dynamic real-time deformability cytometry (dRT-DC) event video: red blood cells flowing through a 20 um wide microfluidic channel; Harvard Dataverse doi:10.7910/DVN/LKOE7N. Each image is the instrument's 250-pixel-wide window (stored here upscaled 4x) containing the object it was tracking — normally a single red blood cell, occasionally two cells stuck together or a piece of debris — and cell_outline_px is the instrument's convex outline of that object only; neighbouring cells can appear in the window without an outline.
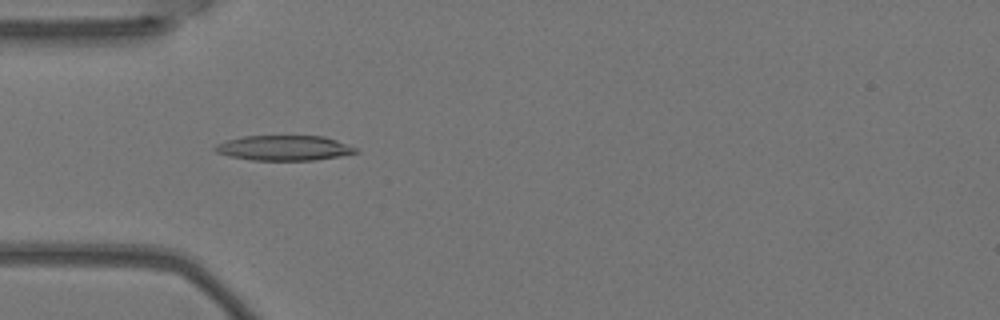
{"species": "Egyptian fruit bat (a non-hibernating species)", "species_latin": "Rousettus aegyptiacus", "temperature_condition": "warm", "stored_images_in_passage": 7, "camera_frame_rate_fps": 3000, "um_per_image_px": 0.085, "animal": {"sex": "female"}, "frame": {"image": 1, "passage_image": 4, "time_ms": 1.0, "image_size_px": [1000, 320], "cell_outline_px": [[360, 152], [340, 156], [316, 160], [252, 160], [228, 156], [216, 152], [212, 148], [216, 144], [228, 140], [244, 136], [324, 136], [336, 140], [356, 148]], "centroid_in_image_um": [24.13, 12.58], "position_along_channel_um": 60.9, "area_um2": 20.52}}
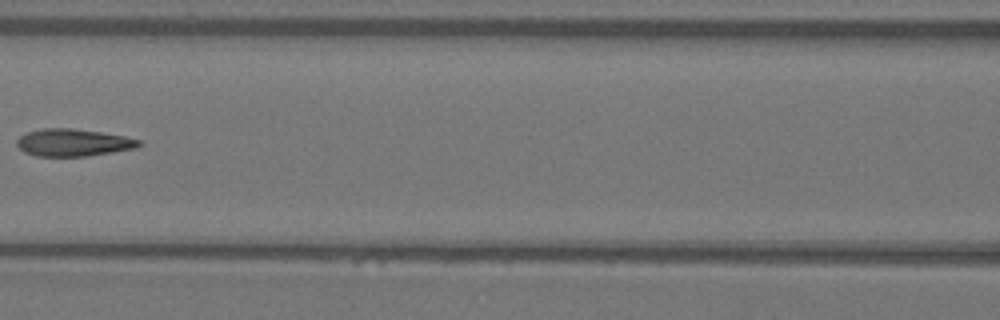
{"frame": {"image": 2, "passage_image": 6, "time_ms": 1.667, "image_size_px": [1000, 320], "cell_outline_px": [[144, 144], [136, 148], [88, 156], [36, 156], [24, 152], [16, 144], [16, 140], [20, 136], [28, 132], [44, 128], [72, 128], [100, 132], [124, 136], [140, 140]], "centroid_in_image_um": [6.23, 12.12], "position_along_channel_um": 160.4, "area_um2": 19.42}}
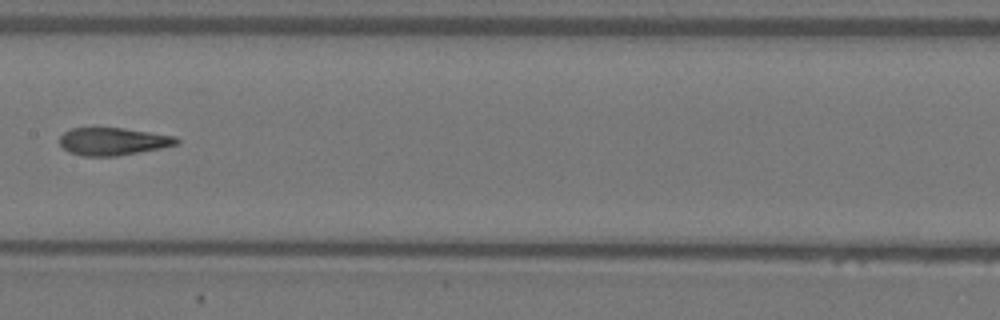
{"frame": {"image": 3, "passage_image": 7, "time_ms": 2.0, "image_size_px": [1000, 320], "cell_outline_px": [[180, 144], [160, 148], [116, 156], [80, 156], [68, 152], [60, 144], [60, 136], [64, 132], [72, 128], [124, 128], [176, 136], [180, 140]], "centroid_in_image_um": [9.62, 12.02], "position_along_channel_um": 197.8, "area_um2": 18.84}}